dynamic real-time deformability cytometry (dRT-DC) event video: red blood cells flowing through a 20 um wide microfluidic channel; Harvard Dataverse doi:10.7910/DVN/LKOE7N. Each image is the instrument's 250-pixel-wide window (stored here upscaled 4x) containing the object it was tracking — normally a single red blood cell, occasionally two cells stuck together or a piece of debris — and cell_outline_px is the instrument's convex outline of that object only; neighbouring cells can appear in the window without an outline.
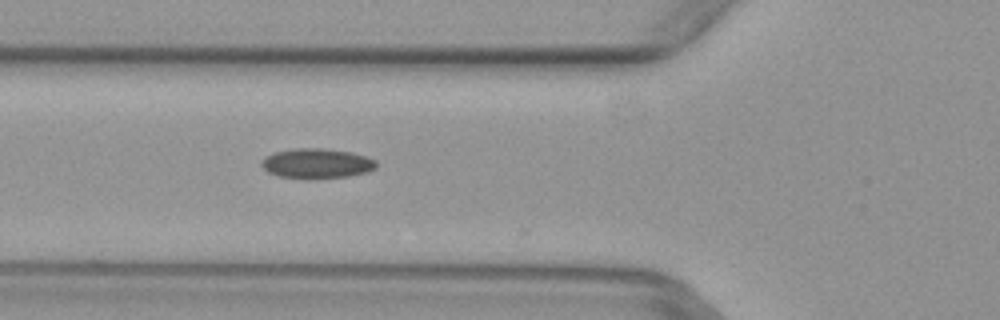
{"species": "common noctule bat (a hibernating species)", "species_latin": "Nyctalus noctula", "temperature_condition": "warm", "stored_images_in_passage": 6, "camera_frame_rate_fps": 3000, "um_per_image_px": 0.085, "animal": {"sex": "female", "body_mass_g": 29.2, "forearm_length_mm": 56.3}, "frame": {"image": 1, "passage_image": 6, "time_ms": 1.667, "image_size_px": [1000, 320], "cell_outline_px": [[376, 168], [368, 172], [348, 176], [308, 180], [276, 176], [268, 172], [260, 164], [268, 156], [276, 152], [296, 148], [320, 148], [352, 152], [376, 160]], "centroid_in_image_um": [26.94, 13.92], "position_along_channel_um": 98.9, "area_um2": 20.11}}